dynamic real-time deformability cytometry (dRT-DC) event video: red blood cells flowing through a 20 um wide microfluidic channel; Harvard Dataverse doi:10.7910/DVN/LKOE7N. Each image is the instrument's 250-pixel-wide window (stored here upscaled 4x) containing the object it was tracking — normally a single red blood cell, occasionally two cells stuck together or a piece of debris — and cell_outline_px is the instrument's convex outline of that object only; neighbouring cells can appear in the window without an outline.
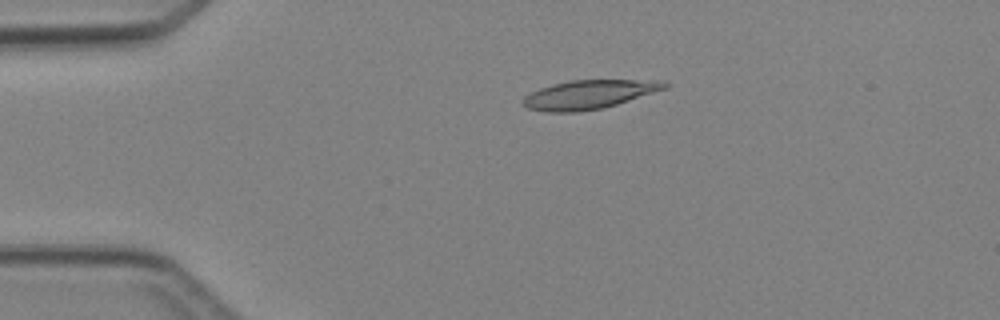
{"species": "Egyptian fruit bat (a non-hibernating species)", "species_latin": "Rousettus aegyptiacus", "temperature_condition": "cold", "stored_images_in_passage": 5, "camera_frame_rate_fps": 3000, "um_per_image_px": 0.085, "animal": {"sex": "female"}, "frame": {"image": 1, "passage_image": 3, "time_ms": 2.333, "image_size_px": [1000, 320], "cell_outline_px": [[668, 88], [604, 108], [580, 112], [548, 112], [528, 108], [520, 104], [520, 100], [524, 96], [540, 88], [552, 84], [568, 80], [664, 80], [668, 84]], "centroid_in_image_um": [50.04, 8.03], "position_along_channel_um": 35.0, "area_um2": 24.04}}